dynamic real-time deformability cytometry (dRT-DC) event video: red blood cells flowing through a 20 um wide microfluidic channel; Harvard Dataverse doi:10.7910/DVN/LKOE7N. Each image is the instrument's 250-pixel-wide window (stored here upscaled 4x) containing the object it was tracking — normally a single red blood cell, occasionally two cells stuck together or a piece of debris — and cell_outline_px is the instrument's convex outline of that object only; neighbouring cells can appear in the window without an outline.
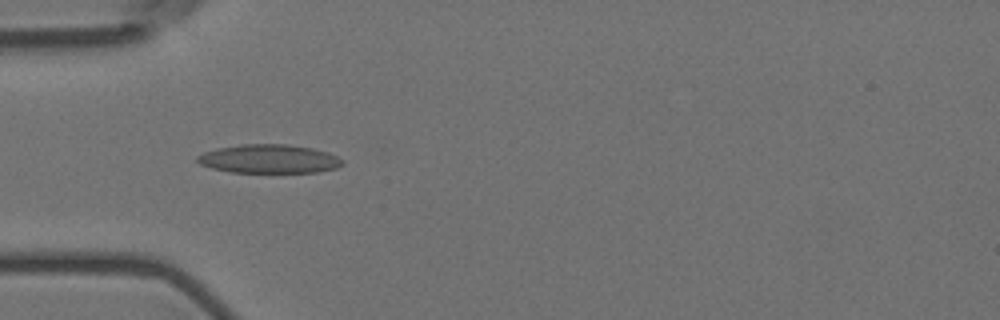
{"species": "Egyptian fruit bat (a non-hibernating species)", "species_latin": "Rousettus aegyptiacus", "temperature_condition": "room temperature", "stored_images_in_passage": 9, "camera_frame_rate_fps": 3000, "um_per_image_px": 0.085, "animal": {"sex": "female"}, "frame": {"image": 1, "passage_image": 4, "time_ms": 1.0, "image_size_px": [1000, 320], "cell_outline_px": [[344, 164], [336, 168], [316, 172], [232, 172], [212, 168], [200, 164], [196, 160], [196, 156], [204, 152], [216, 148], [240, 144], [288, 144], [312, 148], [328, 152], [344, 160]], "centroid_in_image_um": [22.87, 13.5], "position_along_channel_um": 62.1, "area_um2": 24.33}}